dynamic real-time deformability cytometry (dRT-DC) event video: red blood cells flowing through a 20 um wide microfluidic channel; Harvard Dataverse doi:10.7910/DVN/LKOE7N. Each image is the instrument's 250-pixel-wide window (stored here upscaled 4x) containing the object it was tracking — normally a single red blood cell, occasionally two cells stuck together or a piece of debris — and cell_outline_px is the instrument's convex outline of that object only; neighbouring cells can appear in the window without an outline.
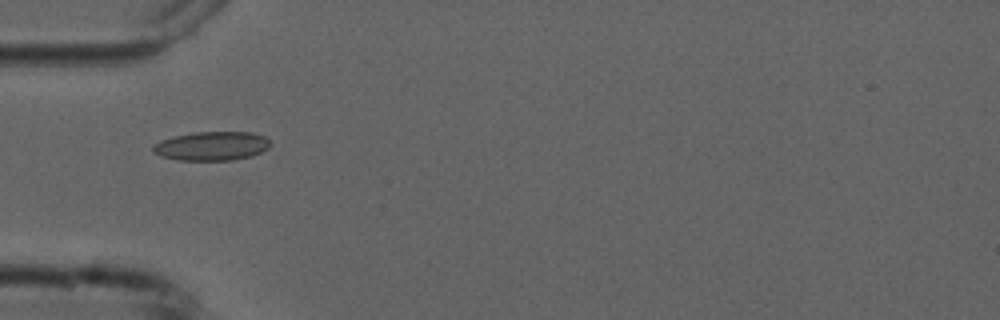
{"species": "common noctule bat (a hibernating species)", "species_latin": "Nyctalus noctula", "temperature_condition": "cold", "stored_images_in_passage": 7, "camera_frame_rate_fps": 3000, "um_per_image_px": 0.085, "animal": {"sex": "male", "forearm_length_mm": 52.5}, "frame": {"image": 1, "passage_image": 5, "time_ms": 5.667, "image_size_px": [1000, 320], "cell_outline_px": [[272, 144], [268, 148], [252, 156], [232, 160], [176, 160], [160, 156], [152, 152], [152, 144], [160, 140], [172, 136], [192, 132], [252, 132], [264, 136]], "centroid_in_image_um": [17.95, 12.41], "position_along_channel_um": 67.0, "area_um2": 20.06}}
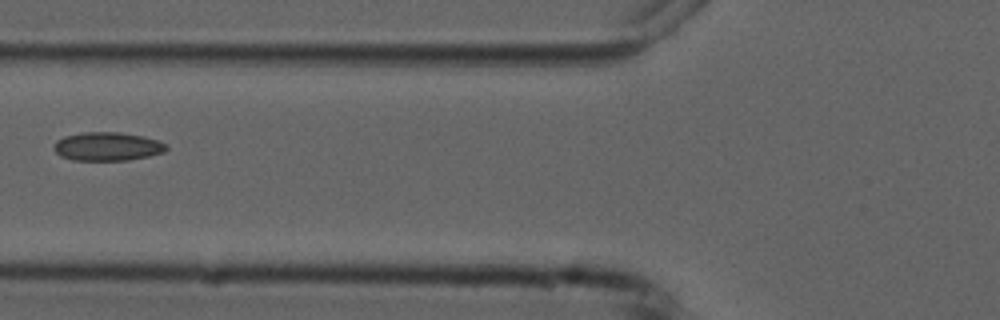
{"frame": {"image": 2, "passage_image": 6, "time_ms": 7.0, "image_size_px": [1000, 320], "cell_outline_px": [[168, 148], [164, 152], [148, 156], [128, 160], [72, 160], [60, 156], [52, 148], [52, 144], [56, 140], [64, 136], [84, 132], [120, 132], [144, 136], [160, 140], [168, 144]], "centroid_in_image_um": [9.13, 12.44], "position_along_channel_um": 116.7, "area_um2": 19.02}}
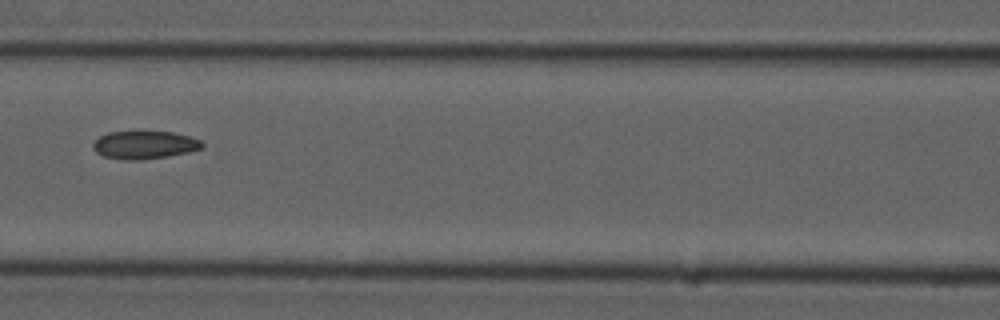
{"frame": {"image": 3, "passage_image": 7, "time_ms": 8.0, "image_size_px": [1000, 320], "cell_outline_px": [[204, 148], [188, 152], [168, 156], [136, 160], [124, 160], [104, 156], [96, 152], [92, 148], [92, 144], [100, 136], [108, 132], [140, 128], [172, 132], [188, 136], [200, 140], [204, 144]], "centroid_in_image_um": [12.26, 12.26], "position_along_channel_um": 154.3, "area_um2": 18.55}}